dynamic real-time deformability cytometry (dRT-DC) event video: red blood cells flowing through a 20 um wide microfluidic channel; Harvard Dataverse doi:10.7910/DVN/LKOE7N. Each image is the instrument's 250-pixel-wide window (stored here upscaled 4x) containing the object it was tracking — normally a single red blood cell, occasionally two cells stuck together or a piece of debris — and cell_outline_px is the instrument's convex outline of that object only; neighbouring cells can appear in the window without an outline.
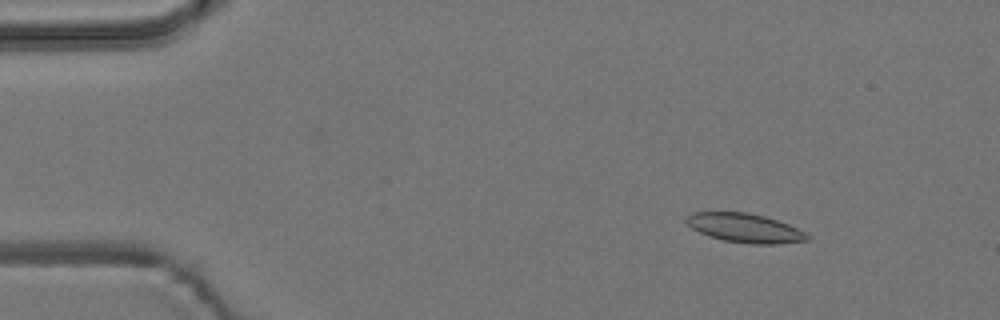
{"species": "common noctule bat (a hibernating species)", "species_latin": "Nyctalus noctula", "temperature_condition": "room temperature", "stored_images_in_passage": 7, "camera_frame_rate_fps": 3000, "um_per_image_px": 0.085, "animal": {"sex": "male", "body_mass_g": 19.2, "forearm_length_mm": 51.8}, "frame": {"image": 1, "passage_image": 1, "time_ms": 0.0, "image_size_px": [1000, 320], "cell_outline_px": [[812, 236], [808, 240], [776, 244], [752, 244], [724, 240], [708, 236], [692, 228], [684, 220], [692, 212], [748, 212], [764, 216], [788, 224]], "centroid_in_image_um": [63.31, 19.38], "position_along_channel_um": 21.7, "area_um2": 20.35}}
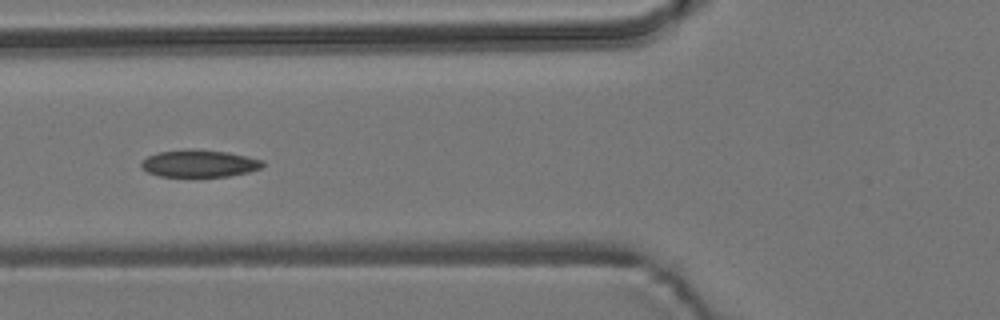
{"frame": {"image": 2, "passage_image": 5, "time_ms": 1.333, "image_size_px": [1000, 320], "cell_outline_px": [[264, 164], [260, 168], [248, 172], [228, 176], [160, 176], [148, 172], [140, 164], [148, 156], [160, 152], [188, 148], [192, 148], [228, 152], [248, 156], [264, 160]], "centroid_in_image_um": [16.98, 13.88], "position_along_channel_um": 108.8, "area_um2": 19.19}}
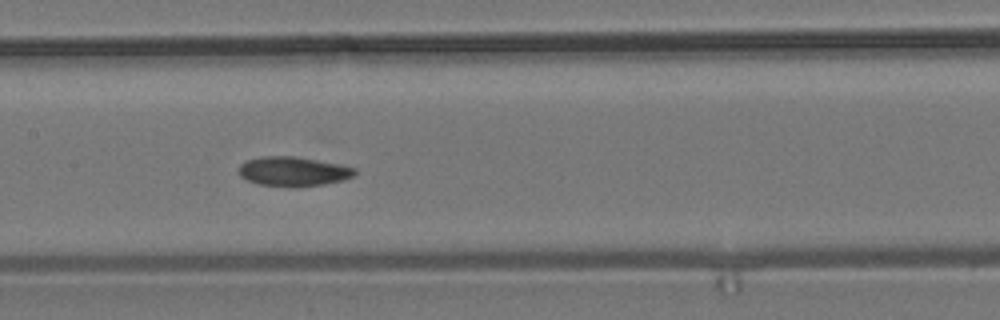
{"frame": {"image": 3, "passage_image": 7, "time_ms": 2.0, "image_size_px": [1000, 320], "cell_outline_px": [[356, 172], [352, 176], [344, 180], [324, 184], [296, 188], [260, 184], [248, 180], [240, 176], [240, 164], [244, 160], [264, 156], [292, 156], [336, 164], [356, 168]], "centroid_in_image_um": [24.9, 14.58], "position_along_channel_um": 182.5, "area_um2": 19.77}}